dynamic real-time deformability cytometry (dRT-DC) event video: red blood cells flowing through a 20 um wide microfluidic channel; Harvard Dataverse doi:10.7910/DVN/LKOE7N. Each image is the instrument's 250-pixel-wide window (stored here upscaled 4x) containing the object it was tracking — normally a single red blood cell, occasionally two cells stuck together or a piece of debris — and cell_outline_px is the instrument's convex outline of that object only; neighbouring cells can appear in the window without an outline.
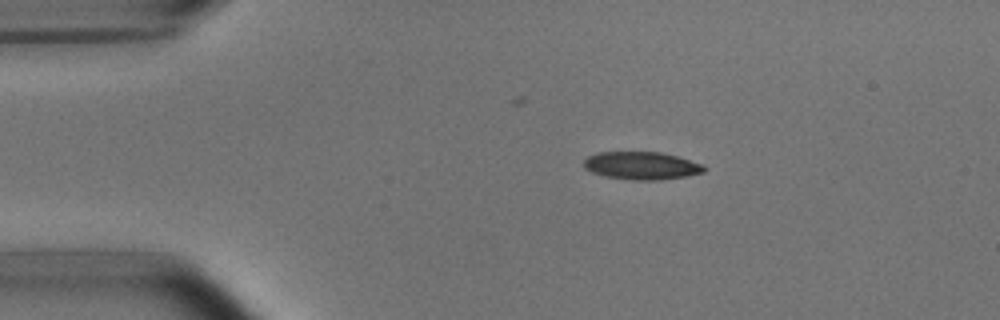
{"species": "common noctule bat (a hibernating species)", "species_latin": "Nyctalus noctula", "temperature_condition": "room temperature", "stored_images_in_passage": 44, "camera_frame_rate_fps": 3000, "um_per_image_px": 0.085, "animal": {"sex": "male", "body_mass_g": 15.6}, "frame": {"image": 1, "passage_image": 2, "time_ms": 0.333, "image_size_px": [1000, 320], "cell_outline_px": [[708, 168], [704, 172], [684, 176], [656, 180], [636, 180], [604, 176], [592, 172], [584, 168], [584, 160], [588, 156], [596, 152], [660, 152], [676, 156], [700, 164]], "centroid_in_image_um": [54.49, 14.07], "position_along_channel_um": 30.5, "area_um2": 19.25}}
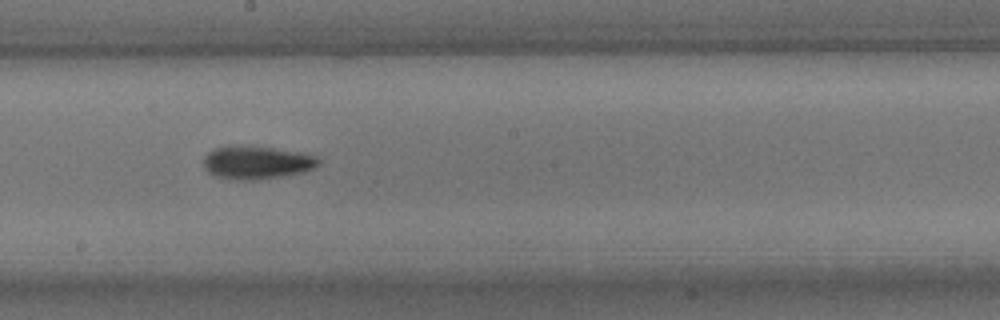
{"frame": {"image": 2, "passage_image": 21, "time_ms": 6.667, "image_size_px": [1000, 320], "cell_outline_px": [[320, 164], [316, 168], [304, 172], [256, 180], [236, 180], [216, 176], [208, 172], [204, 168], [204, 156], [208, 152], [216, 148], [228, 144], [240, 144], [304, 152], [320, 156]], "centroid_in_image_um": [21.85, 13.79], "position_along_channel_um": 226.3, "area_um2": 22.77}}
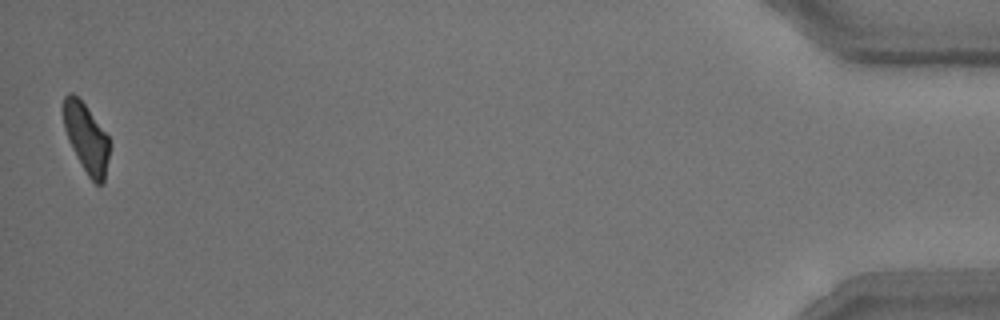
{"frame": {"image": 3, "passage_image": 44, "time_ms": 14.333, "image_size_px": [1000, 320], "cell_outline_px": [[112, 144], [104, 184], [96, 184], [88, 176], [72, 148], [68, 140], [64, 128], [64, 96], [68, 92], [72, 92], [84, 104], [108, 136]], "centroid_in_image_um": [7.38, 11.77], "position_along_channel_um": 427.8, "area_um2": 18.55}, "authors_computed_cell_mechanics": {"area_um2": 20.3745, "velocity_mm_per_s": 3.8142, "shape_relaxation_time_tau1_ms": 4.4535, "shape_relaxation_time_tau2_ms": 4.1193, "deformation_change_tau1": 0.1679, "deformation_change_tau2": 0.1219}}